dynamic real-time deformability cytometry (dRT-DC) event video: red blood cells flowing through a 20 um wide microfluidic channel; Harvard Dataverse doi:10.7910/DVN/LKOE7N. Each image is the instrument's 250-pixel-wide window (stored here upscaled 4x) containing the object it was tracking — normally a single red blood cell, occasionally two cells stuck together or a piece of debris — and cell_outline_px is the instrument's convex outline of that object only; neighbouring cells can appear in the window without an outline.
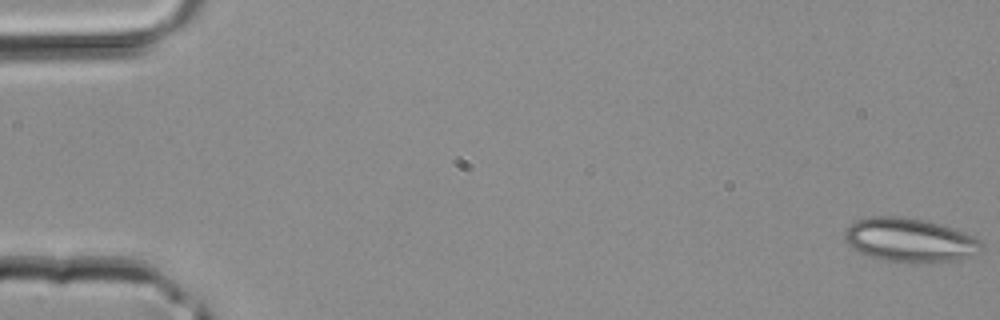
{"species": "common noctule bat (a hibernating species)", "species_latin": "Nyctalus noctula", "temperature_condition": "room temperature", "stored_images_in_passage": 41, "camera_frame_rate_fps": 3000, "um_per_image_px": 0.085, "animal": {"sex": "male", "body_mass_g": 20.4}, "frame": {"image": 1, "passage_image": 1, "time_ms": 0.0, "image_size_px": [1000, 320], "cell_outline_px": [[984, 248], [960, 260], [884, 260], [860, 252], [852, 248], [848, 244], [844, 236], [844, 232], [848, 224], [852, 220], [868, 216], [904, 216], [924, 220], [940, 224], [964, 232], [980, 240], [984, 244]], "centroid_in_image_um": [77.27, 20.34], "position_along_channel_um": 7.7, "area_um2": 34.33}}
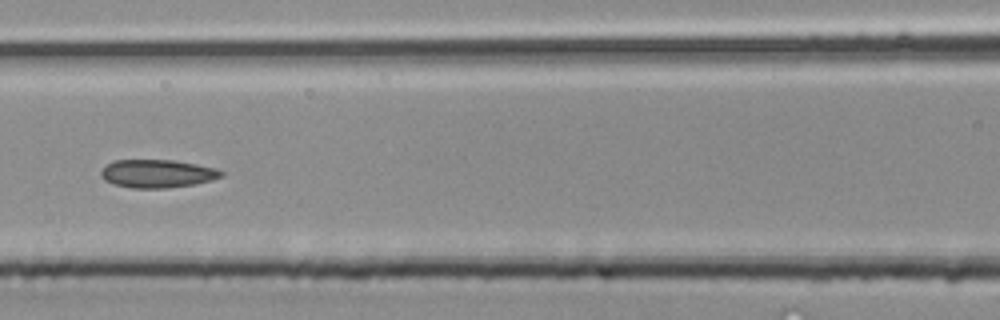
{"frame": {"image": 2, "passage_image": 19, "time_ms": 6.0, "image_size_px": [1000, 320], "cell_outline_px": [[224, 176], [212, 180], [192, 184], [164, 188], [132, 188], [112, 184], [104, 180], [100, 176], [100, 172], [112, 160], [172, 160], [196, 164], [216, 168], [224, 172]], "centroid_in_image_um": [13.36, 14.75], "position_along_channel_um": 153.2, "area_um2": 19.71}}
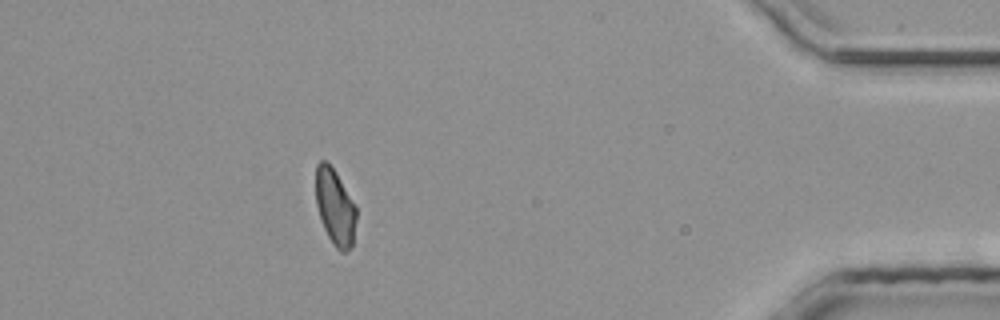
{"frame": {"image": 3, "passage_image": 37, "time_ms": 12.0, "image_size_px": [1000, 320], "cell_outline_px": [[356, 220], [352, 244], [344, 252], [340, 252], [336, 248], [328, 236], [324, 228], [316, 204], [316, 164], [320, 160], [324, 160], [336, 172], [356, 204]], "centroid_in_image_um": [28.48, 17.58], "position_along_channel_um": 406.7, "area_um2": 17.86}}